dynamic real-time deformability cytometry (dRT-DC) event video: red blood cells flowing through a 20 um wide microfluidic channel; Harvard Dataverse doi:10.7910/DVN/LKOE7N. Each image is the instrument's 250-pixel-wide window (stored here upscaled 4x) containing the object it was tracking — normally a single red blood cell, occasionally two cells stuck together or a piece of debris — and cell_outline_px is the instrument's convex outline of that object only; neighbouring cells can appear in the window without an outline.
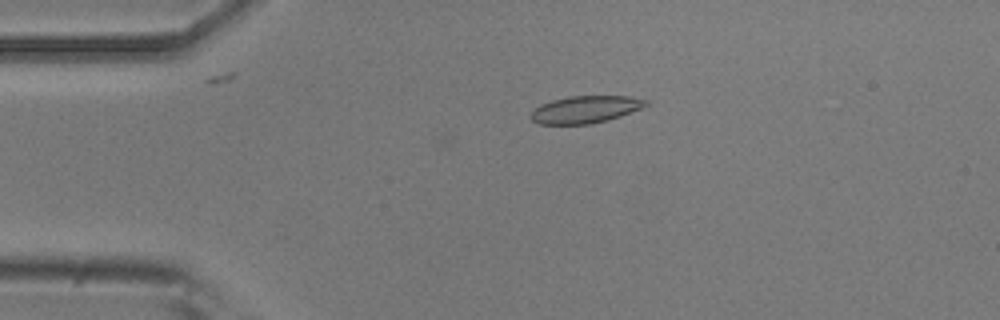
{"species": "common noctule bat (a hibernating species)", "species_latin": "Nyctalus noctula", "temperature_condition": "room temperature", "stored_images_in_passage": 14, "camera_frame_rate_fps": 3000, "um_per_image_px": 0.085, "animal": {"sex": "male", "body_mass_g": 20.5, "forearm_length_mm": 52.5}, "frame": {"image": 1, "passage_image": 11, "time_ms": 3.333, "image_size_px": [1000, 320], "cell_outline_px": [[648, 104], [640, 108], [620, 116], [608, 120], [592, 124], [540, 124], [532, 120], [528, 116], [540, 104], [552, 100], [568, 96], [628, 96], [648, 100]], "centroid_in_image_um": [49.73, 9.3], "position_along_channel_um": 35.3, "area_um2": 18.21}}